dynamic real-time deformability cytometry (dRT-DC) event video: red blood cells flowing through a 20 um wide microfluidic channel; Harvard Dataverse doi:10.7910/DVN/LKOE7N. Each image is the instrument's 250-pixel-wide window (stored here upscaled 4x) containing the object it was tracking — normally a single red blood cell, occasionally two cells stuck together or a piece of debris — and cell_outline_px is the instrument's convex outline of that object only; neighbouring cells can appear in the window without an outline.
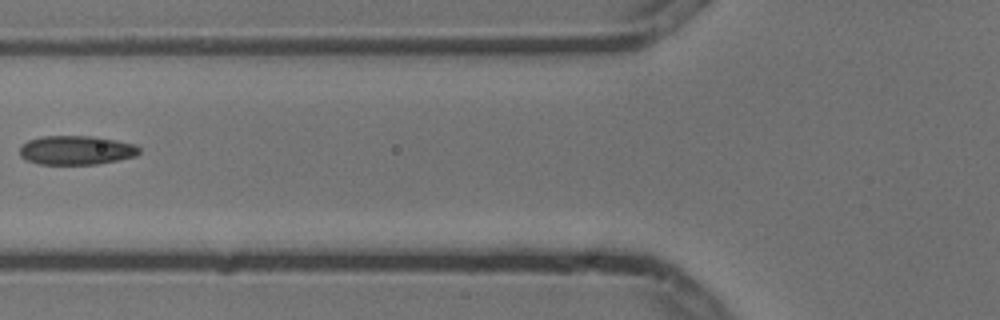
{"species": "common noctule bat (a hibernating species)", "species_latin": "Nyctalus noctula", "temperature_condition": "cold", "stored_images_in_passage": 6, "camera_frame_rate_fps": 3000, "um_per_image_px": 0.085, "animal": {"sex": "male", "body_mass_g": 13.3}, "frame": {"image": 1, "passage_image": 5, "time_ms": 1.333, "image_size_px": [1000, 320], "cell_outline_px": [[140, 152], [136, 156], [96, 164], [40, 164], [24, 160], [20, 156], [20, 148], [28, 140], [40, 136], [92, 136], [116, 140], [136, 144], [140, 148]], "centroid_in_image_um": [6.48, 12.76], "position_along_channel_um": 119.3, "area_um2": 20.29}}
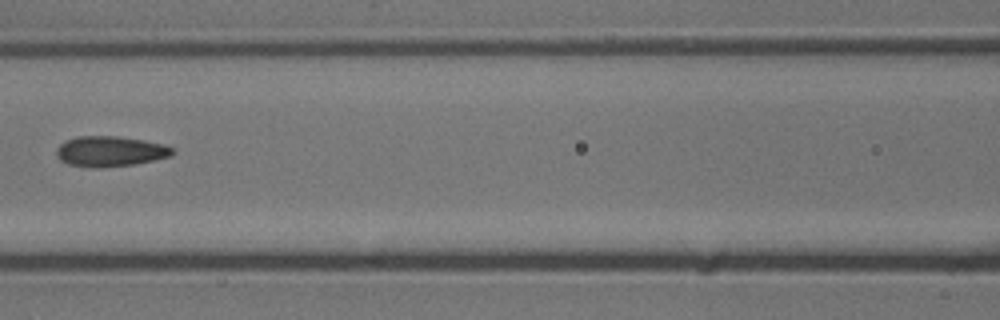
{"frame": {"image": 2, "passage_image": 6, "time_ms": 1.667, "image_size_px": [1000, 320], "cell_outline_px": [[176, 152], [172, 156], [136, 164], [100, 168], [92, 168], [68, 164], [60, 160], [56, 156], [56, 148], [64, 140], [80, 136], [116, 136], [144, 140], [164, 144], [176, 148]], "centroid_in_image_um": [9.39, 12.87], "position_along_channel_um": 157.2, "area_um2": 20.92}}